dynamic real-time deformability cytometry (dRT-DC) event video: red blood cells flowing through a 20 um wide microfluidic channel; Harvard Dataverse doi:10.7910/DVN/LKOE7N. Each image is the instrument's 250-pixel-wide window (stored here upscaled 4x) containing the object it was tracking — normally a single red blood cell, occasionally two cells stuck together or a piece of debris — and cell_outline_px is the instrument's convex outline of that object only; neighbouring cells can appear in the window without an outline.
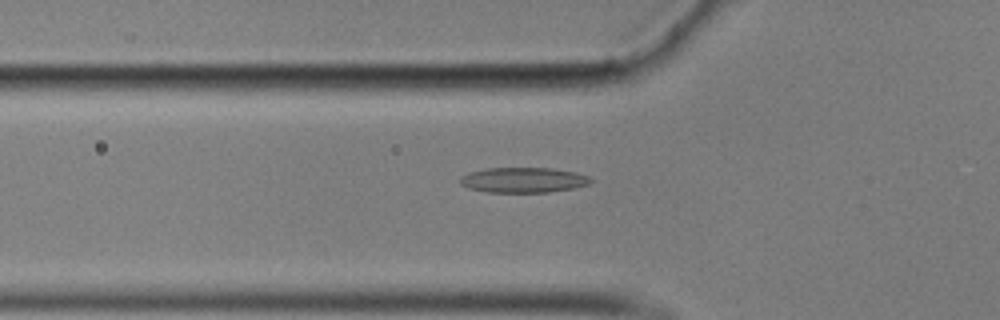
{"species": "common noctule bat (a hibernating species)", "species_latin": "Nyctalus noctula", "temperature_condition": "cold", "stored_images_in_passage": 58, "camera_frame_rate_fps": 3000, "um_per_image_px": 0.085, "animal": {"sex": "male", "body_mass_g": 17.9}, "frame": {"image": 1, "passage_image": 20, "time_ms": 6.333, "image_size_px": [1000, 320], "cell_outline_px": [[592, 180], [588, 184], [572, 188], [548, 192], [488, 192], [468, 188], [460, 184], [460, 176], [468, 172], [484, 168], [552, 168], [576, 172], [588, 176]], "centroid_in_image_um": [44.44, 15.29], "position_along_channel_um": 81.4, "area_um2": 19.19}}
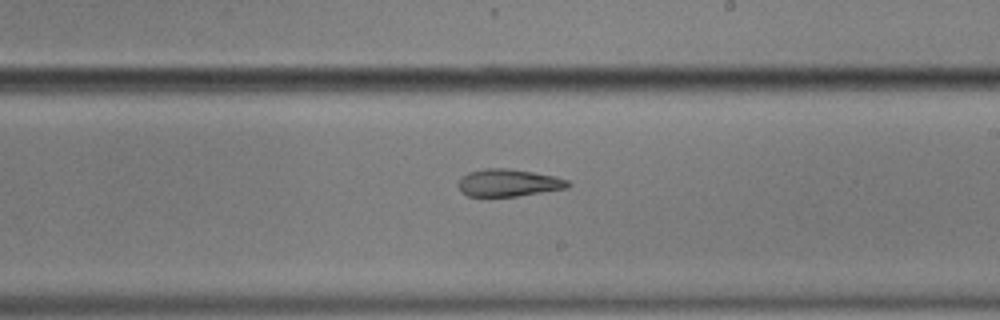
{"frame": {"image": 2, "passage_image": 34, "time_ms": 11.0, "image_size_px": [1000, 320], "cell_outline_px": [[572, 184], [568, 188], [516, 196], [468, 196], [460, 192], [456, 184], [468, 172], [484, 168], [508, 168], [556, 176], [568, 180]], "centroid_in_image_um": [43.22, 15.53], "position_along_channel_um": 245.8, "area_um2": 17.57}}
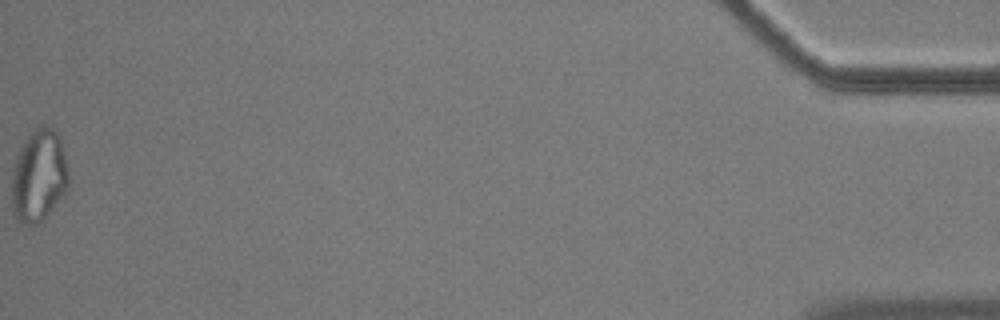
{"frame": {"image": 3, "passage_image": 58, "time_ms": 19.0, "image_size_px": [1000, 320], "cell_outline_px": [[68, 188], [52, 208], [32, 228], [28, 228], [20, 224], [12, 212], [12, 168], [16, 156], [28, 132], [40, 124], [44, 124], [52, 128], [60, 136], [68, 172]], "centroid_in_image_um": [3.26, 14.93], "position_along_channel_um": 431.9, "area_um2": 30.98}, "authors_computed_cell_mechanics": {"area_um2": 18.9295, "velocity_mm_per_s": 3.5129, "shape_relaxation_time_tau1_ms": null, "shape_relaxation_time_tau2_ms": 3.6101, "deformation_change_tau1": null, "deformation_change_tau2": 0.1176}}